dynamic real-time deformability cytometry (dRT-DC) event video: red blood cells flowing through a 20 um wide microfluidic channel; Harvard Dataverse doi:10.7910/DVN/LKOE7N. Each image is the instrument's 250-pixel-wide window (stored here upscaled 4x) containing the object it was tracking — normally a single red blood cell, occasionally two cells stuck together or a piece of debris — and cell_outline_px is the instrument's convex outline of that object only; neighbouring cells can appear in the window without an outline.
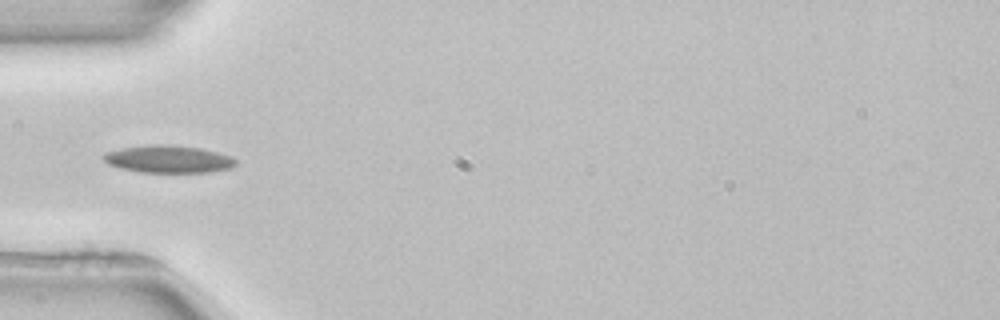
{"species": "common noctule bat (a hibernating species)", "species_latin": "Nyctalus noctula", "temperature_condition": "room temperature", "stored_images_in_passage": 3, "camera_frame_rate_fps": 3000, "um_per_image_px": 0.085, "animal": {"sex": "female", "body_mass_g": 22.7, "forearm_length_mm": 54.2}, "frame": {"image": 1, "passage_image": 3, "time_ms": 3.0, "image_size_px": [1000, 320], "cell_outline_px": [[236, 164], [232, 168], [212, 172], [140, 172], [120, 168], [108, 164], [104, 160], [104, 152], [120, 148], [152, 144], [168, 144], [200, 148], [232, 156], [236, 160]], "centroid_in_image_um": [14.32, 13.52], "position_along_channel_um": 70.7, "area_um2": 21.27}}